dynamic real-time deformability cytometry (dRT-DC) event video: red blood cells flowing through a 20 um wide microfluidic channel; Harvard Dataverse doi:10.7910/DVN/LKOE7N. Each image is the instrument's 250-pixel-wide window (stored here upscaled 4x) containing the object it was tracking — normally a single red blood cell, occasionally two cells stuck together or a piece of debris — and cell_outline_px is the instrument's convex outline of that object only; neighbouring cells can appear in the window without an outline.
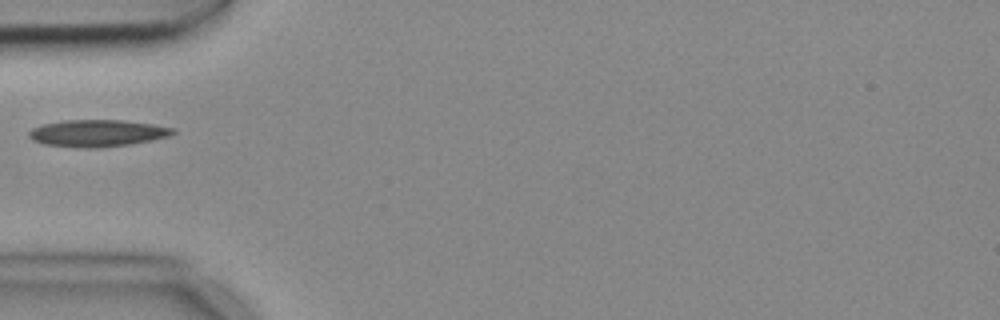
{"species": "common noctule bat (a hibernating species)", "species_latin": "Nyctalus noctula", "temperature_condition": "cold", "stored_images_in_passage": 1, "camera_frame_rate_fps": 3000, "um_per_image_px": 0.085, "animal": {"sex": "female", "body_mass_g": 18.4}, "frame": {"image": 1, "passage_image": 1, "time_ms": 0.0, "image_size_px": [1000, 320], "cell_outline_px": [[176, 132], [168, 136], [152, 140], [128, 144], [100, 148], [84, 148], [44, 144], [32, 140], [28, 136], [28, 132], [32, 128], [40, 124], [64, 120], [124, 120], [152, 124], [176, 128]], "centroid_in_image_um": [8.25, 11.31], "position_along_channel_um": 76.7, "area_um2": 22.72}}